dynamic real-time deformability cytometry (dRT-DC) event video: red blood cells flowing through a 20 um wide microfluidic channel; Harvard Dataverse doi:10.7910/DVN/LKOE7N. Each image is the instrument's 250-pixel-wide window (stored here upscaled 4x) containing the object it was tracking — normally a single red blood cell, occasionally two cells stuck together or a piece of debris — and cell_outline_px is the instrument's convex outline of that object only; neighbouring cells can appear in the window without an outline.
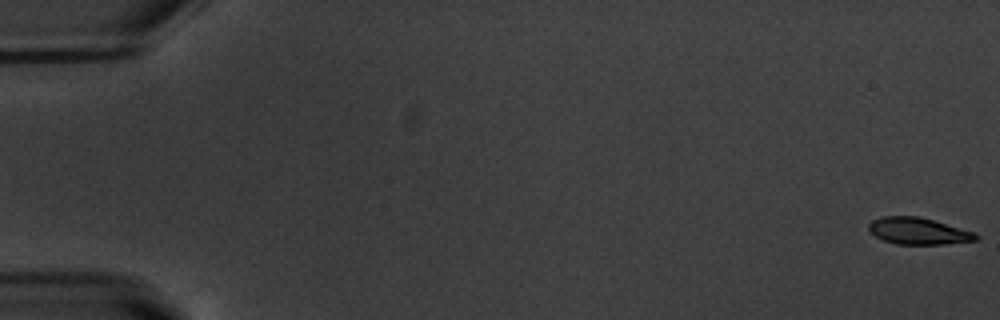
{"species": "common noctule bat (a hibernating species)", "species_latin": "Nyctalus noctula", "temperature_condition": "warm", "stored_images_in_passage": 55, "camera_frame_rate_fps": 3000, "um_per_image_px": 0.085, "animal": {"sex": "male", "body_mass_g": 20.1, "forearm_length_mm": 53.5}, "frame": {"image": 1, "passage_image": 1, "time_ms": 0.0, "image_size_px": [1000, 320], "cell_outline_px": [[980, 240], [944, 244], [896, 244], [884, 240], [868, 232], [868, 224], [872, 220], [880, 216], [916, 216], [932, 220], [972, 232], [980, 236]], "centroid_in_image_um": [78.01, 19.64], "position_along_channel_um": 7.0, "area_um2": 16.59}}
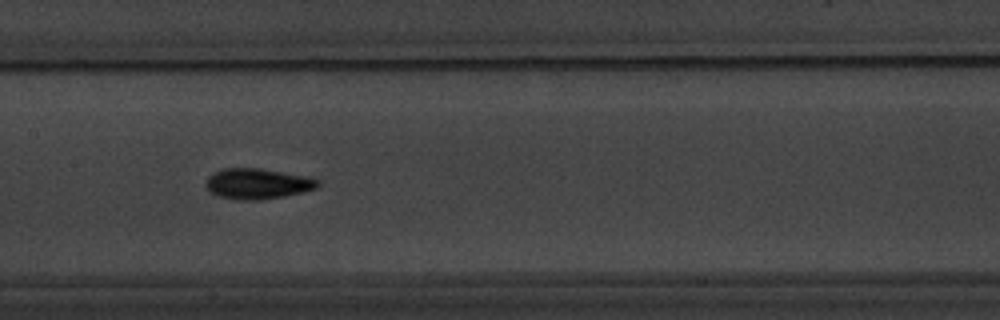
{"frame": {"image": 2, "passage_image": 28, "time_ms": 9.0, "image_size_px": [1000, 320], "cell_outline_px": [[320, 184], [316, 188], [304, 192], [284, 196], [260, 200], [240, 200], [216, 196], [208, 192], [204, 184], [208, 176], [212, 172], [224, 168], [260, 168], [312, 176], [320, 180]], "centroid_in_image_um": [21.89, 15.61], "position_along_channel_um": 185.5, "area_um2": 20.52}}
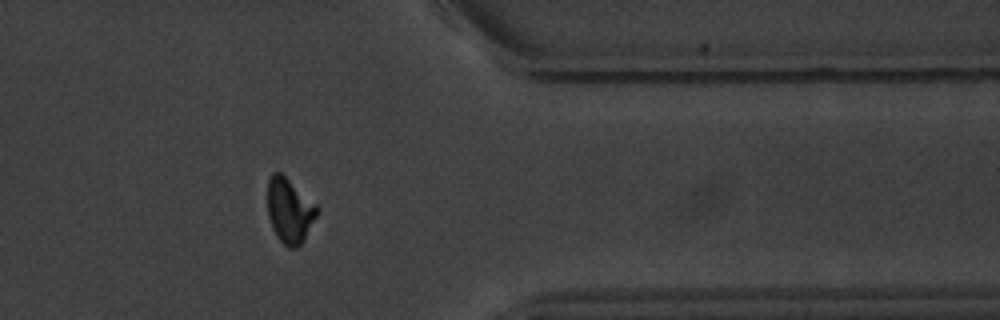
{"frame": {"image": 3, "passage_image": 45, "time_ms": 14.667, "image_size_px": [1000, 320], "cell_outline_px": [[320, 212], [304, 240], [296, 248], [288, 248], [276, 236], [272, 228], [268, 216], [268, 180], [272, 172], [280, 172], [316, 204], [320, 208]], "centroid_in_image_um": [24.63, 17.92], "position_along_channel_um": 386.8, "area_um2": 18.79}, "authors_computed_cell_mechanics": {"area_um2": 18.5538, "velocity_mm_per_s": 3.7774, "shape_relaxation_time_tau1_ms": 2.7444, "shape_relaxation_time_tau2_ms": 1.7269, "deformation_change_tau1": 0.1499, "deformation_change_tau2": 0.059}}